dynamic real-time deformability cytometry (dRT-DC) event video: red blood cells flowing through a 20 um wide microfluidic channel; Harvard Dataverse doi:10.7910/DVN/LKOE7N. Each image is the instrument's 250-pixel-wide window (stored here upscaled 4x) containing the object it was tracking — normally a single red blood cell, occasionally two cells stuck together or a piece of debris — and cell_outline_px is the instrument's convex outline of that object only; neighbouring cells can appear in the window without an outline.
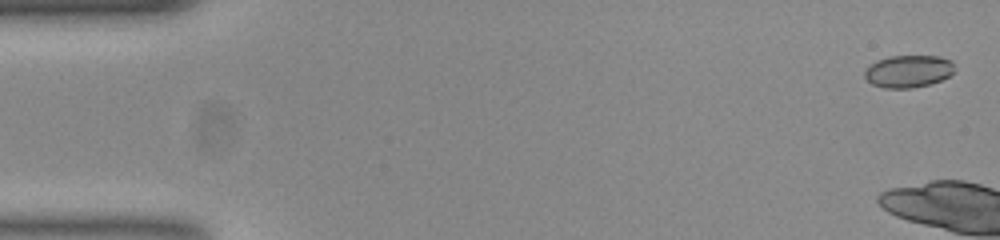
{"species": "common noctule bat (a hibernating species)", "species_latin": "Nyctalus noctula", "temperature_condition": "room temperature", "stored_images_in_passage": 6, "camera_frame_rate_fps": 3000, "um_per_image_px": 0.085, "animal": {"sex": "female", "body_mass_g": 23.0, "forearm_length_mm": 53.4}, "frame": {"image": 1, "passage_image": 2, "time_ms": 0.333, "image_size_px": [1000, 240], "cell_outline_px": [[952, 72], [948, 76], [940, 80], [928, 84], [912, 88], [884, 88], [872, 84], [864, 76], [864, 68], [868, 64], [876, 60], [888, 56], [940, 56], [952, 60]], "centroid_in_image_um": [77.14, 6.04], "position_along_channel_um": 7.9, "area_um2": 16.99}}